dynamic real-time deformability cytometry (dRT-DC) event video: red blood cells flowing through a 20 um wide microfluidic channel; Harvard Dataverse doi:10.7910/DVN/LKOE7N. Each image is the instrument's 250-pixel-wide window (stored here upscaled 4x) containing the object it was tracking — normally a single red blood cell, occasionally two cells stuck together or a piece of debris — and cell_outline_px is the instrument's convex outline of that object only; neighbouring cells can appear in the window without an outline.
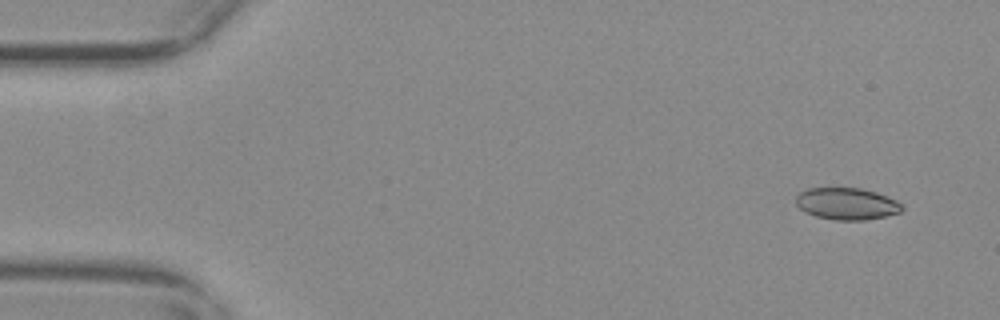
{"species": "common noctule bat (a hibernating species)", "species_latin": "Nyctalus noctula", "temperature_condition": "warm", "stored_images_in_passage": 56, "camera_frame_rate_fps": 3000, "um_per_image_px": 0.085, "animal": {"sex": "female", "body_mass_g": 29.2, "forearm_length_mm": 56.3}, "frame": {"image": 1, "passage_image": 4, "time_ms": 1.0, "image_size_px": [1000, 320], "cell_outline_px": [[904, 208], [900, 212], [884, 216], [864, 220], [836, 220], [816, 216], [804, 212], [796, 204], [796, 196], [800, 192], [808, 188], [860, 188], [876, 192], [896, 200], [904, 204]], "centroid_in_image_um": [71.98, 17.31], "position_along_channel_um": 13.0, "area_um2": 19.71}}
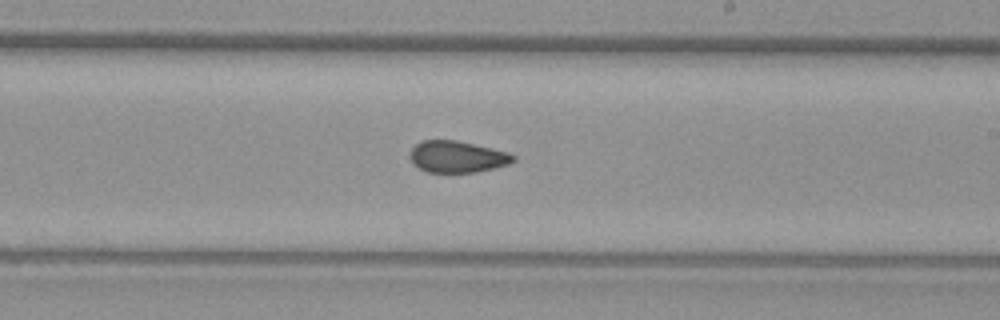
{"frame": {"image": 2, "passage_image": 33, "time_ms": 10.667, "image_size_px": [1000, 320], "cell_outline_px": [[516, 160], [508, 164], [496, 168], [476, 172], [428, 172], [412, 164], [408, 156], [408, 152], [420, 140], [456, 140], [508, 152], [516, 156]], "centroid_in_image_um": [38.83, 13.32], "position_along_channel_um": 250.2, "area_um2": 19.19}}
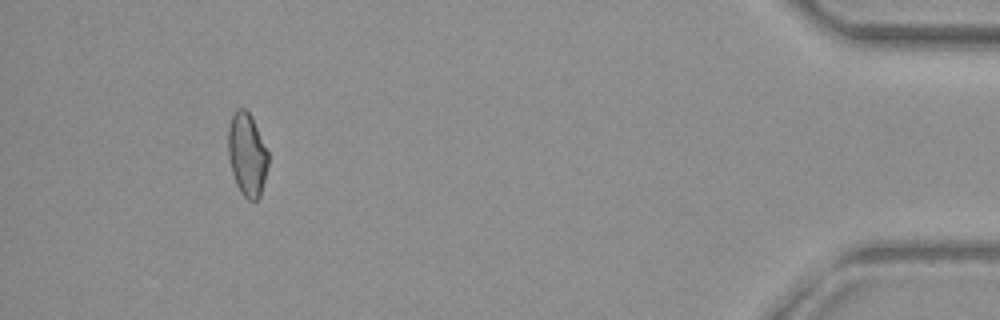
{"frame": {"image": 3, "passage_image": 52, "time_ms": 17.0, "image_size_px": [1000, 320], "cell_outline_px": [[268, 164], [260, 196], [256, 200], [248, 200], [240, 192], [236, 184], [232, 172], [228, 156], [228, 128], [232, 116], [236, 108], [244, 108], [252, 116], [268, 152]], "centroid_in_image_um": [20.99, 13.12], "position_along_channel_um": 414.2, "area_um2": 19.36}, "authors_computed_cell_mechanics": {"area_um2": 19.8254, "velocity_mm_per_s": 3.7013, "shape_relaxation_time_tau1_ms": null, "shape_relaxation_time_tau2_ms": 2.2892, "deformation_change_tau1": null, "deformation_change_tau2": 0.0731}}